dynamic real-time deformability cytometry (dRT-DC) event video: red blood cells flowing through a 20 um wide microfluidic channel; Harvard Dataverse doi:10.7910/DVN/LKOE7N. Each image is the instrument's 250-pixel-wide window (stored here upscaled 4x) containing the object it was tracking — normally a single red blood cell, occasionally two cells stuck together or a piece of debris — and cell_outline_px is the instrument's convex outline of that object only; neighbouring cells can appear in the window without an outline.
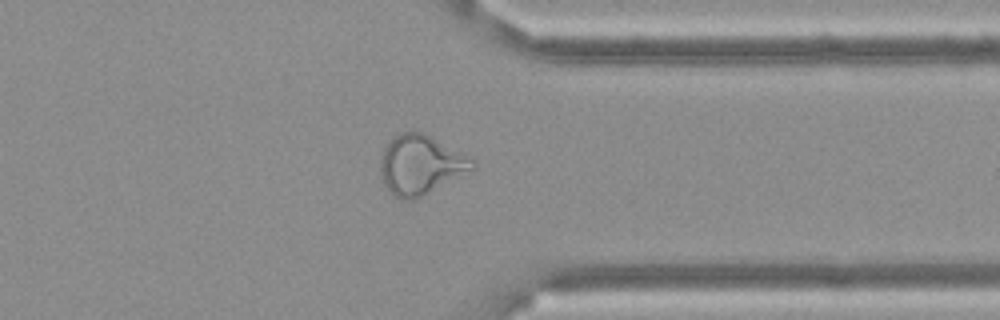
{"species": "Egyptian fruit bat (a non-hibernating species)", "species_latin": "Rousettus aegyptiacus", "temperature_condition": "cold", "stored_images_in_passage": 57, "camera_frame_rate_fps": 3000, "um_per_image_px": 0.085, "frame": {"image": 1, "passage_image": 45, "time_ms": 14.667, "image_size_px": [1000, 320], "cell_outline_px": [[476, 168], [424, 196], [416, 200], [400, 200], [384, 184], [380, 176], [380, 156], [384, 148], [400, 132], [424, 132], [472, 156], [476, 160]], "centroid_in_image_um": [35.8, 14.01], "position_along_channel_um": 375.6, "area_um2": 32.37}}
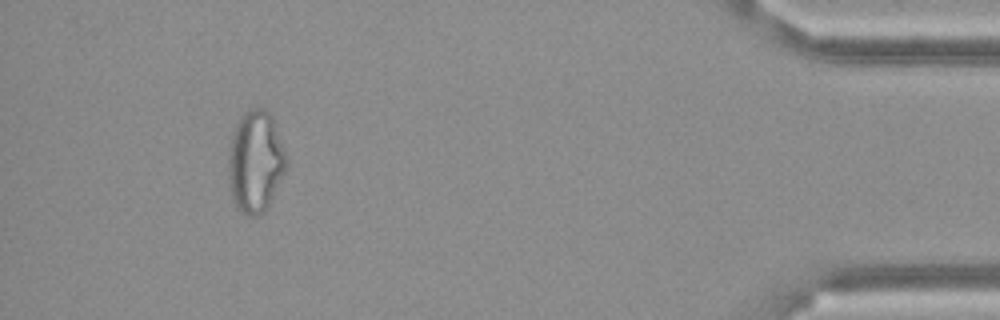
{"frame": {"image": 2, "passage_image": 53, "time_ms": 17.333, "image_size_px": [1000, 320], "cell_outline_px": [[288, 164], [268, 208], [264, 212], [256, 216], [244, 216], [240, 212], [232, 196], [228, 172], [228, 156], [236, 124], [240, 116], [248, 108], [264, 108], [272, 116], [288, 156]], "centroid_in_image_um": [21.74, 13.74], "position_along_channel_um": 413.5, "area_um2": 34.62}}